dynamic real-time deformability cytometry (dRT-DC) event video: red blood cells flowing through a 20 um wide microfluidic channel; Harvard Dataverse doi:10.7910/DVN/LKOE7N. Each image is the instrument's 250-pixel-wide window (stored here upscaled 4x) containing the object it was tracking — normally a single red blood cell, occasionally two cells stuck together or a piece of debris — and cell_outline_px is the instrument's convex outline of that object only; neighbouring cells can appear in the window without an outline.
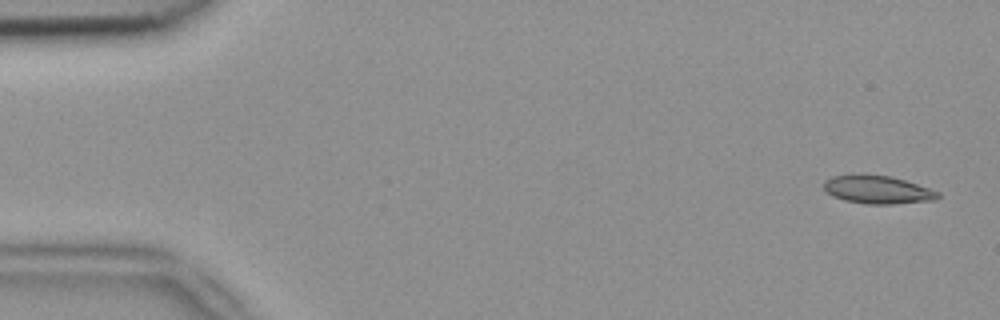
{"species": "common noctule bat (a hibernating species)", "species_latin": "Nyctalus noctula", "temperature_condition": "room temperature", "stored_images_in_passage": 5, "camera_frame_rate_fps": 3000, "um_per_image_px": 0.085, "animal": {"sex": "female", "body_mass_g": 18.4}, "frame": {"image": 1, "passage_image": 1, "time_ms": 0.0, "image_size_px": [1000, 320], "cell_outline_px": [[940, 196], [936, 200], [892, 204], [864, 204], [844, 200], [832, 196], [824, 192], [824, 180], [832, 176], [852, 172], [864, 172], [892, 176], [940, 192]], "centroid_in_image_um": [74.52, 16.08], "position_along_channel_um": 10.5, "area_um2": 19.42}}
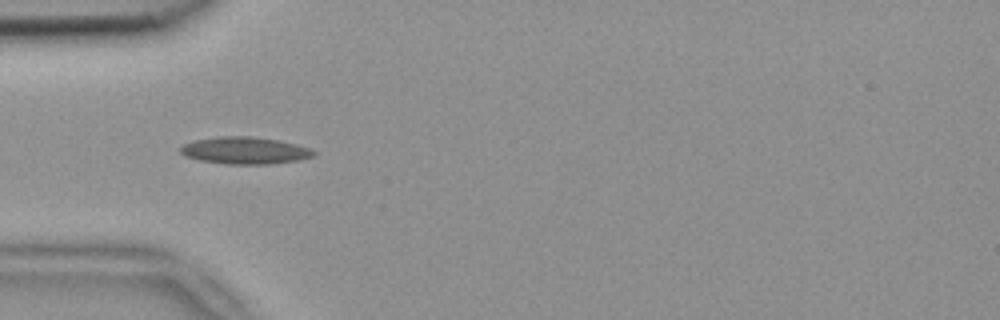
{"frame": {"image": 2, "passage_image": 5, "time_ms": 1.333, "image_size_px": [1000, 320], "cell_outline_px": [[316, 156], [296, 160], [268, 164], [224, 164], [200, 160], [184, 156], [180, 152], [180, 148], [184, 144], [196, 140], [220, 136], [252, 136], [280, 140], [312, 148], [316, 152]], "centroid_in_image_um": [20.84, 12.79], "position_along_channel_um": 64.2, "area_um2": 21.1}}